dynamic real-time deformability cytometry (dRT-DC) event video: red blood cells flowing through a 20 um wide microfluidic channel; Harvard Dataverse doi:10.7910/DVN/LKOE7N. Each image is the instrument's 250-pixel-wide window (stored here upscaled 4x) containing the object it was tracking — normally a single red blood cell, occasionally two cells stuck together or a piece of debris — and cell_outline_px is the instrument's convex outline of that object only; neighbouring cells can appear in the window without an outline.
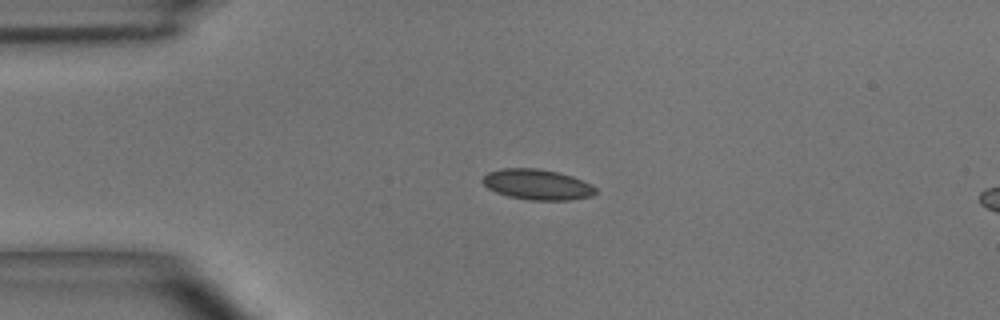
{"species": "common noctule bat (a hibernating species)", "species_latin": "Nyctalus noctula", "temperature_condition": "room temperature", "stored_images_in_passage": 39, "camera_frame_rate_fps": 3000, "um_per_image_px": 0.085, "animal": {"sex": "male", "body_mass_g": 15.6}, "frame": {"image": 1, "passage_image": 1, "time_ms": 0.0, "image_size_px": [1000, 320], "cell_outline_px": [[596, 192], [592, 196], [572, 200], [528, 200], [508, 196], [496, 192], [488, 188], [480, 180], [488, 172], [500, 168], [536, 168], [560, 172], [572, 176], [592, 184], [596, 188]], "centroid_in_image_um": [45.67, 15.68], "position_along_channel_um": 39.3, "area_um2": 20.29}}
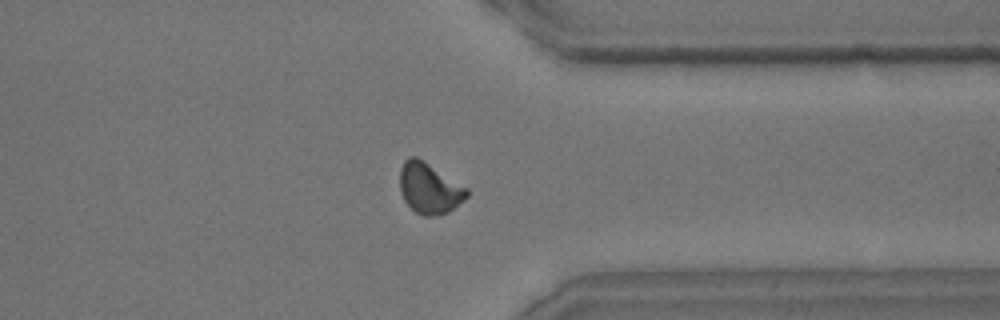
{"frame": {"image": 2, "passage_image": 28, "time_ms": 9.0, "image_size_px": [1000, 320], "cell_outline_px": [[468, 196], [464, 200], [448, 212], [436, 216], [424, 216], [416, 212], [404, 200], [400, 192], [400, 168], [404, 160], [412, 156], [416, 156], [424, 160], [468, 188]], "centroid_in_image_um": [36.49, 15.99], "position_along_channel_um": 374.9, "area_um2": 19.88}}
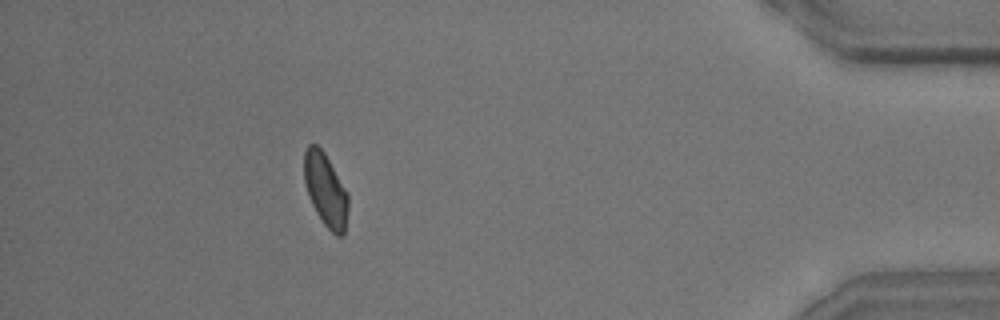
{"frame": {"image": 3, "passage_image": 34, "time_ms": 11.0, "image_size_px": [1000, 320], "cell_outline_px": [[348, 208], [344, 236], [336, 236], [324, 224], [316, 212], [308, 196], [304, 180], [304, 152], [308, 144], [316, 144], [324, 152], [348, 196]], "centroid_in_image_um": [27.65, 16.16], "position_along_channel_um": 407.5, "area_um2": 18.5}, "authors_computed_cell_mechanics": {"area_um2": 19.074, "velocity_mm_per_s": 4.0532, "shape_relaxation_time_tau1_ms": 3.6294, "shape_relaxation_time_tau2_ms": 1.9041, "deformation_change_tau1": 0.0881, "deformation_change_tau2": 0.0473}}